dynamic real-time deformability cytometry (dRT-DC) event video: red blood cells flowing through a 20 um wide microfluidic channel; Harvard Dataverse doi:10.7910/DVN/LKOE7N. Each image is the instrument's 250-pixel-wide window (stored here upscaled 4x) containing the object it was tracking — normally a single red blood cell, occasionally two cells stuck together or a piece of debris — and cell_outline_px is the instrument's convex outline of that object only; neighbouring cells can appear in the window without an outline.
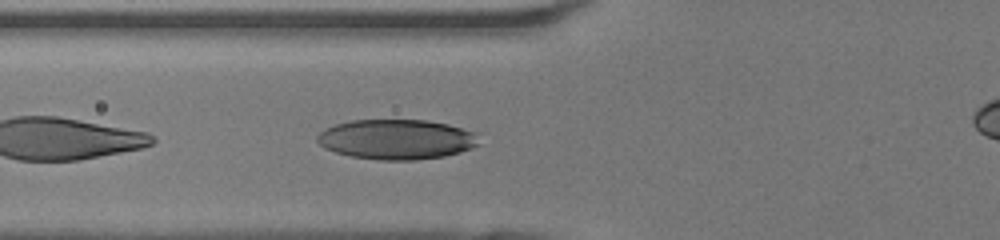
{"species": "human", "species_latin": "Homo sapiens", "temperature_condition": "room temperature", "stored_images_in_passage": 30, "camera_frame_rate_fps": 3000, "um_per_image_px": 0.085, "donor": {"sex": "female"}, "frame": {"image": 1, "passage_image": 3, "time_ms": 0.667, "image_size_px": [1000, 240], "cell_outline_px": [[480, 144], [472, 148], [460, 152], [444, 156], [412, 160], [380, 160], [352, 156], [336, 152], [324, 148], [316, 140], [316, 136], [320, 132], [336, 124], [352, 120], [428, 120], [448, 124], [480, 132]], "centroid_in_image_um": [33.78, 11.84], "position_along_channel_um": 92.0, "area_um2": 37.97}}
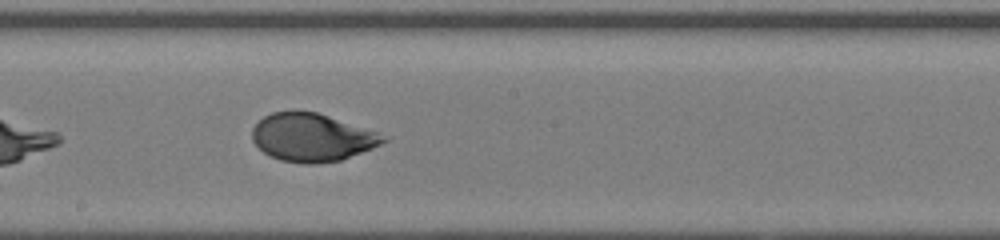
{"frame": {"image": 2, "passage_image": 12, "time_ms": 3.667, "image_size_px": [1000, 240], "cell_outline_px": [[392, 136], [388, 140], [372, 148], [340, 160], [316, 164], [304, 164], [280, 160], [264, 152], [252, 140], [252, 128], [264, 116], [272, 112], [292, 108], [316, 112]], "centroid_in_image_um": [26.53, 11.65], "position_along_channel_um": 221.7, "area_um2": 37.11}}
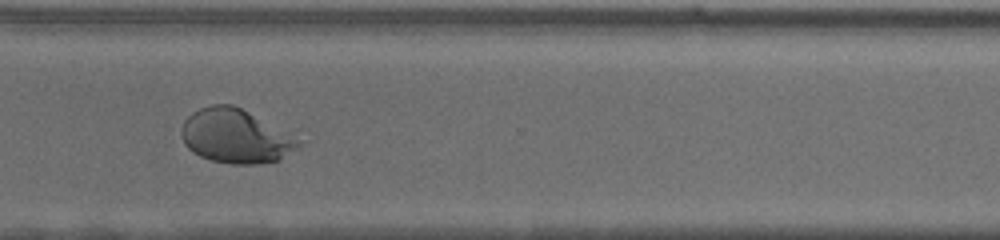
{"frame": {"image": 3, "passage_image": 21, "time_ms": 6.667, "image_size_px": [1000, 240], "cell_outline_px": [[308, 140], [304, 144], [280, 160], [260, 164], [232, 164], [212, 160], [200, 156], [192, 152], [184, 144], [180, 132], [180, 128], [184, 120], [192, 112], [200, 108], [212, 104], [232, 104], [300, 128]], "centroid_in_image_um": [20.31, 11.52], "position_along_channel_um": 350.3, "area_um2": 40.0}}